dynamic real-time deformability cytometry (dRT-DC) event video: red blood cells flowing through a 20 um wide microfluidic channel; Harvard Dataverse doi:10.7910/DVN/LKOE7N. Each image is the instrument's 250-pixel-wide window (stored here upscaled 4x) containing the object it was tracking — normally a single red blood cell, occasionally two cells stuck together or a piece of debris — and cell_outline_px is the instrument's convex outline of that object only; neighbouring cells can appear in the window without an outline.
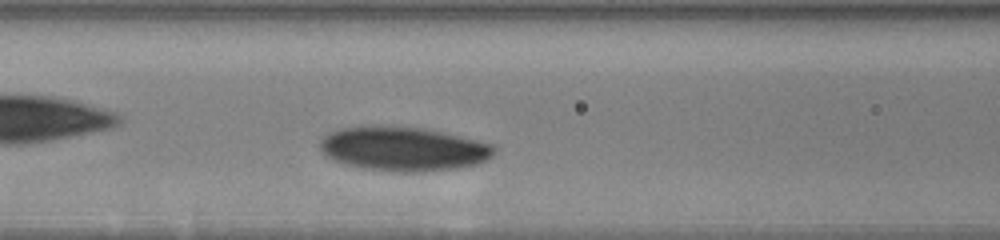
{"species": "human", "species_latin": "Homo sapiens", "temperature_condition": "warm", "stored_images_in_passage": 19, "camera_frame_rate_fps": 3000, "um_per_image_px": 0.085, "donor": {"sex": "male"}, "frame": {"image": 1, "passage_image": 8, "time_ms": 2.333, "image_size_px": [1000, 240], "cell_outline_px": [[492, 156], [488, 160], [476, 164], [460, 168], [424, 172], [396, 172], [360, 168], [344, 164], [332, 160], [324, 156], [320, 148], [320, 140], [328, 132], [340, 128], [372, 124], [420, 128], [440, 132], [488, 144], [492, 148]], "centroid_in_image_um": [34.15, 12.66], "position_along_channel_um": 132.4, "area_um2": 44.97}}
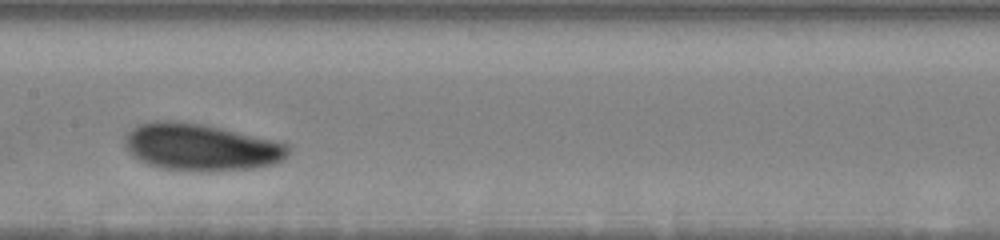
{"frame": {"image": 2, "passage_image": 18, "time_ms": 4.0, "image_size_px": [1000, 240], "cell_outline_px": [[288, 152], [284, 160], [272, 164], [256, 168], [204, 172], [200, 172], [160, 168], [148, 164], [132, 156], [128, 152], [124, 144], [124, 136], [136, 124], [156, 120], [180, 120], [204, 124], [272, 140], [288, 144]], "centroid_in_image_um": [17.01, 12.51], "position_along_channel_um": 190.4, "area_um2": 45.2}}